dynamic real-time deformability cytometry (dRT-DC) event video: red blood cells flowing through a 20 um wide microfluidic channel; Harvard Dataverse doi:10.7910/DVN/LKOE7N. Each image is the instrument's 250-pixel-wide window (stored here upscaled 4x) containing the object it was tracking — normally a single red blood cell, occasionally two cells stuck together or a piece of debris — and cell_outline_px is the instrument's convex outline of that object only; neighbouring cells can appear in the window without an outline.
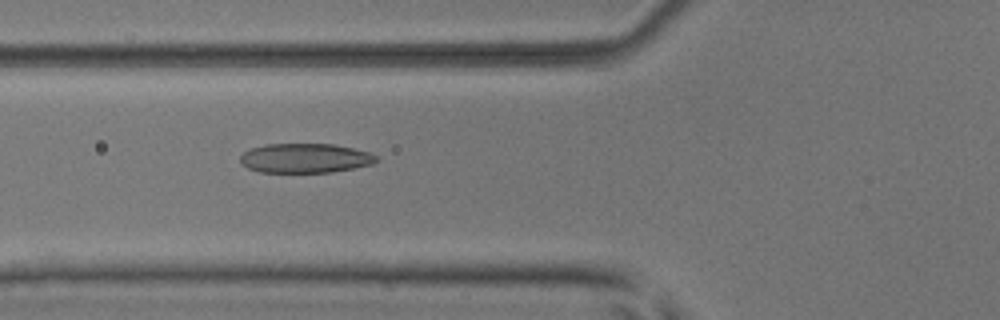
{"species": "common noctule bat (a hibernating species)", "species_latin": "Nyctalus noctula", "temperature_condition": "room temperature", "stored_images_in_passage": 51, "camera_frame_rate_fps": 3000, "um_per_image_px": 0.085, "animal": {"sex": "male", "body_mass_g": 17.9, "forearm_length_mm": 54.2}, "frame": {"image": 1, "passage_image": 18, "time_ms": 5.667, "image_size_px": [1000, 320], "cell_outline_px": [[380, 160], [372, 164], [332, 172], [260, 172], [248, 168], [240, 164], [240, 156], [244, 152], [252, 148], [264, 144], [332, 144], [352, 148], [368, 152], [376, 156]], "centroid_in_image_um": [25.91, 13.44], "position_along_channel_um": 99.9, "area_um2": 23.29}}
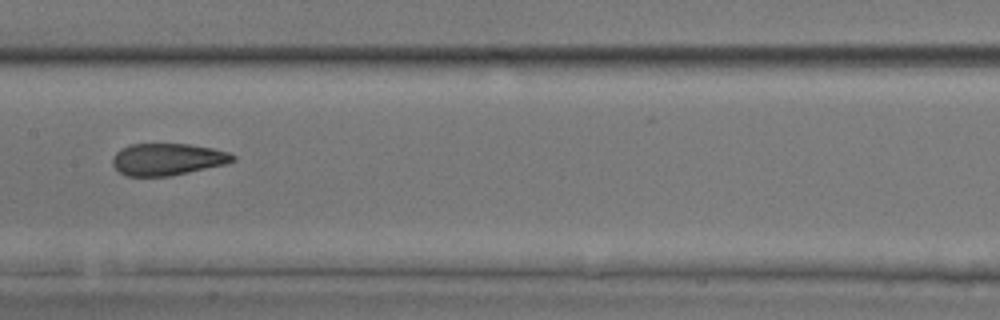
{"frame": {"image": 2, "passage_image": 25, "time_ms": 8.0, "image_size_px": [1000, 320], "cell_outline_px": [[236, 160], [224, 164], [188, 172], [168, 176], [128, 176], [120, 172], [112, 164], [112, 156], [120, 148], [132, 144], [188, 144], [212, 148], [228, 152], [236, 156]], "centroid_in_image_um": [14.21, 13.53], "position_along_channel_um": 193.2, "area_um2": 22.25}}
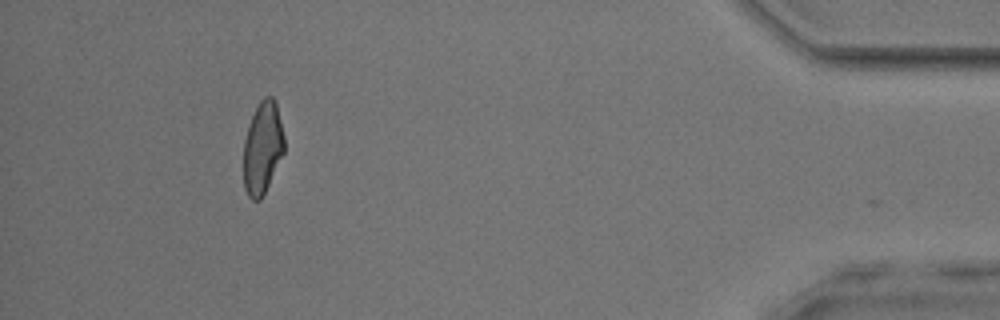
{"frame": {"image": 3, "passage_image": 46, "time_ms": 15.0, "image_size_px": [1000, 320], "cell_outline_px": [[284, 152], [260, 200], [252, 200], [248, 196], [244, 188], [244, 140], [252, 116], [260, 100], [264, 96], [272, 96], [276, 104], [284, 136]], "centroid_in_image_um": [22.31, 12.56], "position_along_channel_um": 412.9, "area_um2": 21.5}, "authors_computed_cell_mechanics": {"area_um2": 23.0622, "velocity_mm_per_s": 4.0029, "shape_relaxation_time_tau1_ms": 6.4064, "shape_relaxation_time_tau2_ms": 1.3024, "deformation_change_tau1": 0.2024, "deformation_change_tau2": 0.081}}